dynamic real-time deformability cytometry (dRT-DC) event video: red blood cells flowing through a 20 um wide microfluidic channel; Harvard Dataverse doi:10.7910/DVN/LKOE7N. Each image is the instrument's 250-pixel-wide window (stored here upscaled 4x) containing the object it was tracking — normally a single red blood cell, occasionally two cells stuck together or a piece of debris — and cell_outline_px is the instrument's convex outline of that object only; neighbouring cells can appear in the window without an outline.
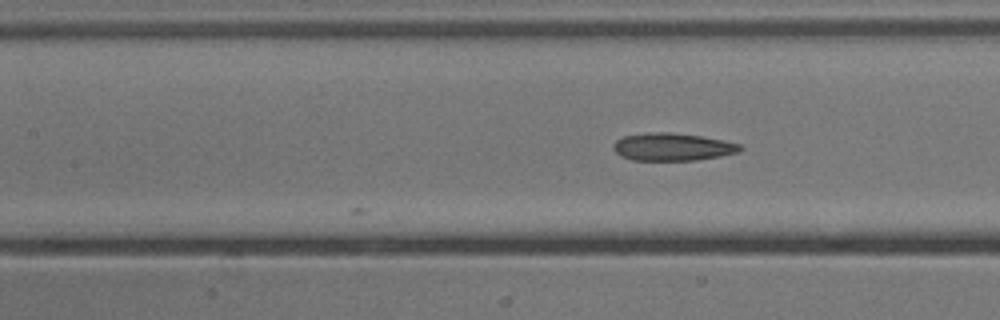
{"species": "common noctule bat (a hibernating species)", "species_latin": "Nyctalus noctula", "temperature_condition": "cold", "stored_images_in_passage": 7, "camera_frame_rate_fps": 3000, "um_per_image_px": 0.085, "animal": {"sex": "male", "body_mass_g": 13.3}, "frame": {"image": 1, "passage_image": 7, "time_ms": 2.0, "image_size_px": [1000, 320], "cell_outline_px": [[744, 148], [740, 152], [720, 156], [696, 160], [632, 160], [620, 156], [612, 148], [612, 144], [616, 140], [624, 136], [652, 132], [672, 132], [700, 136], [724, 140], [744, 144]], "centroid_in_image_um": [57.2, 12.48], "position_along_channel_um": 150.2, "area_um2": 20.63}}